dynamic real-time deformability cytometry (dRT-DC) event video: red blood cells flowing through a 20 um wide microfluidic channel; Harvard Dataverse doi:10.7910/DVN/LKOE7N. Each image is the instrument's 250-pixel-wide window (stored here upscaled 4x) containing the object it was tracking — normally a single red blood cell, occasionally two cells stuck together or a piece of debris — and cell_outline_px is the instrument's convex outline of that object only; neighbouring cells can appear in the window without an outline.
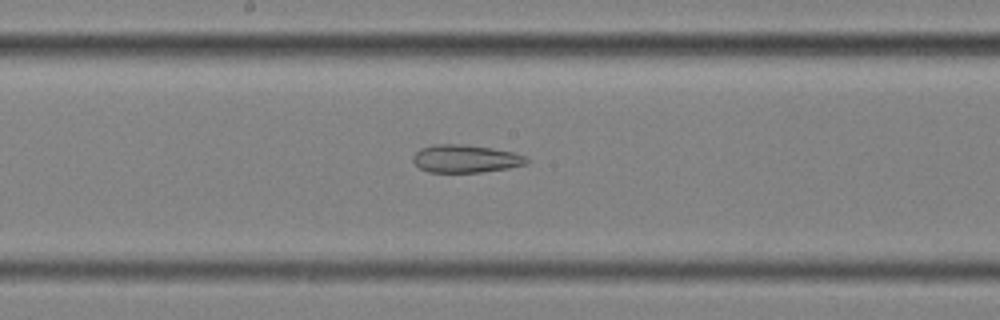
{"species": "common noctule bat (a hibernating species)", "species_latin": "Nyctalus noctula", "temperature_condition": "cold", "stored_images_in_passage": 57, "segment_of_instrument_passage": [2, 2], "camera_frame_rate_fps": 3000, "um_per_image_px": 0.085, "animal": {"sex": "female", "body_mass_g": 25.1}, "frame": {"image": 1, "passage_image": 31, "time_ms": 10.0, "image_size_px": [1000, 320], "cell_outline_px": [[528, 164], [508, 168], [480, 172], [428, 172], [420, 168], [412, 160], [412, 156], [420, 148], [432, 144], [464, 144], [492, 148], [512, 152], [528, 156]], "centroid_in_image_um": [39.57, 13.48], "position_along_channel_um": 208.6, "area_um2": 18.55}}
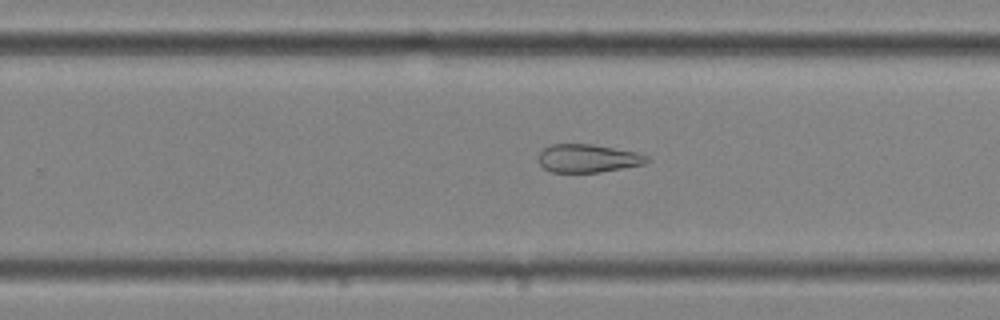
{"frame": {"image": 2, "passage_image": 37, "time_ms": 12.0, "image_size_px": [1000, 320], "cell_outline_px": [[652, 160], [644, 164], [600, 172], [552, 172], [544, 168], [540, 164], [536, 156], [544, 148], [552, 144], [592, 144], [636, 152], [648, 156]], "centroid_in_image_um": [49.96, 13.46], "position_along_channel_um": 279.8, "area_um2": 17.86}}
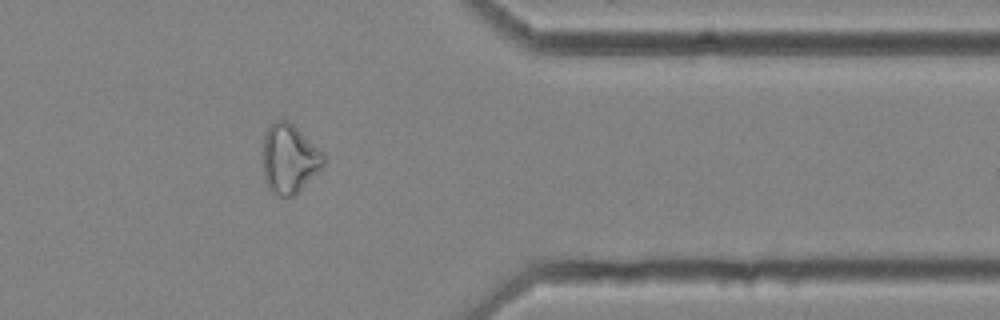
{"frame": {"image": 3, "passage_image": 47, "time_ms": 15.333, "image_size_px": [1000, 320], "cell_outline_px": [[324, 164], [292, 196], [280, 196], [272, 192], [268, 188], [264, 180], [264, 132], [276, 120], [288, 120], [320, 148], [324, 152]], "centroid_in_image_um": [24.58, 13.46], "position_along_channel_um": 386.8, "area_um2": 23.99}}